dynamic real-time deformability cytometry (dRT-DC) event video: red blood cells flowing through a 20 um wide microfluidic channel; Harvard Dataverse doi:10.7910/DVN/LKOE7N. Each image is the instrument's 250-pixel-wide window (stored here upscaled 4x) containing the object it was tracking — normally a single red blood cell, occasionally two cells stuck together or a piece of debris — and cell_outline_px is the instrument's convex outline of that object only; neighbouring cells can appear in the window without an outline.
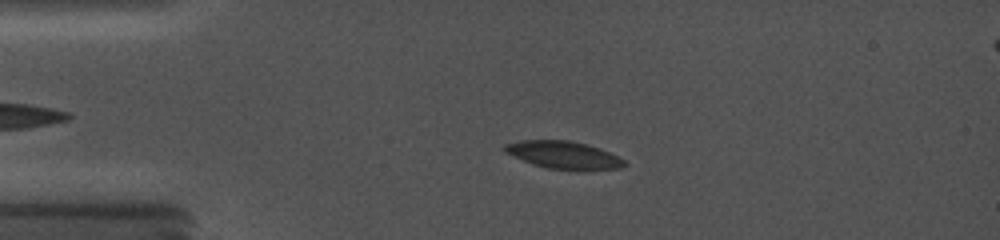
{"species": "common noctule bat (a hibernating species)", "species_latin": "Nyctalus noctula", "temperature_condition": "cold", "stored_images_in_passage": 43, "camera_frame_rate_fps": 5000, "um_per_image_px": 0.085, "animal": {"sex": "female", "body_mass_g": 19.0, "forearm_length_mm": 56.7}, "frame": {"image": 1, "passage_image": 9, "time_ms": 3.2, "image_size_px": [1000, 240], "cell_outline_px": [[628, 164], [620, 168], [548, 168], [532, 164], [504, 152], [500, 148], [504, 144], [520, 140], [568, 140], [588, 144], [600, 148], [624, 160]], "centroid_in_image_um": [47.81, 13.13], "position_along_channel_um": 37.2, "area_um2": 18.73}}
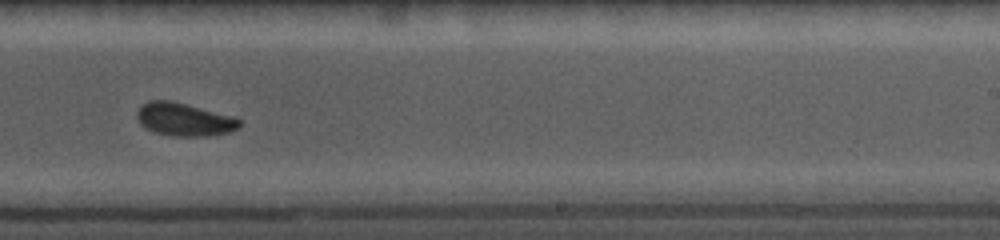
{"frame": {"image": 2, "passage_image": 28, "time_ms": 10.4, "image_size_px": [1000, 240], "cell_outline_px": [[244, 120], [240, 128], [228, 132], [208, 136], [172, 136], [156, 132], [144, 128], [140, 124], [136, 116], [136, 112], [148, 100], [172, 100], [236, 116]], "centroid_in_image_um": [15.72, 10.14], "position_along_channel_um": 273.3, "area_um2": 20.17}}
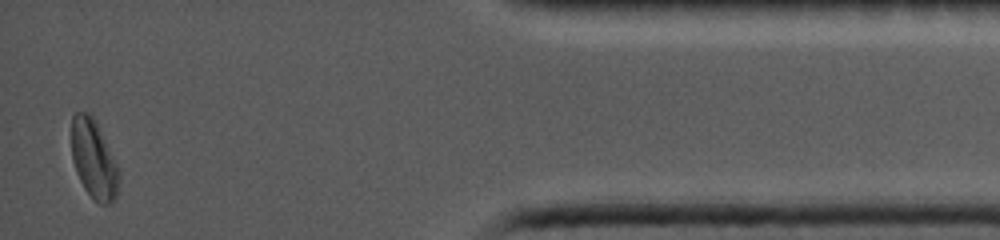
{"frame": {"image": 3, "passage_image": 42, "time_ms": 15.6, "image_size_px": [1000, 240], "cell_outline_px": [[120, 176], [116, 200], [108, 204], [100, 204], [84, 188], [76, 172], [72, 160], [72, 116], [76, 112], [88, 112], [96, 120], [120, 172]], "centroid_in_image_um": [7.98, 13.54], "position_along_channel_um": 427.2, "area_um2": 21.73}}